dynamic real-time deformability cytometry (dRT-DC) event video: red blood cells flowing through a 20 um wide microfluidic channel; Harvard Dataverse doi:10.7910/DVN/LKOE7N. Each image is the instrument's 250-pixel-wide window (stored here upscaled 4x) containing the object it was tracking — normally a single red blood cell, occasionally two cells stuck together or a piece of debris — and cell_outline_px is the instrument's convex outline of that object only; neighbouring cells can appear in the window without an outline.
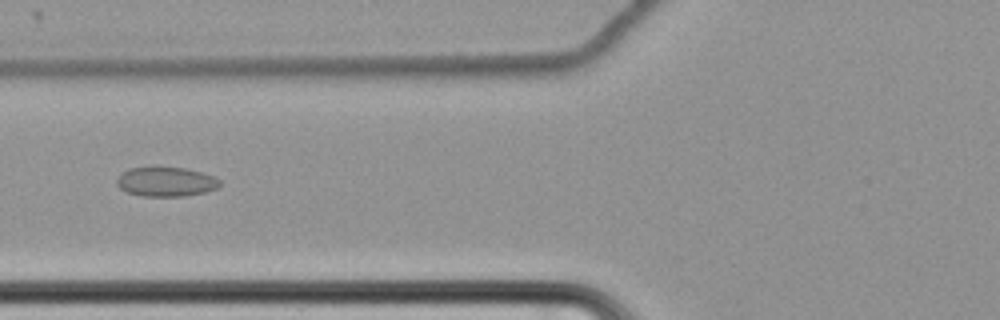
{"species": "common noctule bat (a hibernating species)", "species_latin": "Nyctalus noctula", "temperature_condition": "cold", "stored_images_in_passage": 64, "camera_frame_rate_fps": 3000, "um_per_image_px": 0.085, "animal": {"sex": "female", "body_mass_g": 22.7, "forearm_length_mm": 54.2}, "frame": {"image": 1, "passage_image": 29, "time_ms": 9.333, "image_size_px": [1000, 320], "cell_outline_px": [[220, 184], [216, 188], [208, 192], [184, 196], [140, 196], [128, 192], [120, 188], [116, 184], [116, 180], [128, 168], [148, 164], [156, 164], [184, 168], [200, 172], [212, 176], [220, 180]], "centroid_in_image_um": [14.06, 15.4], "position_along_channel_um": 111.7, "area_um2": 18.32}}
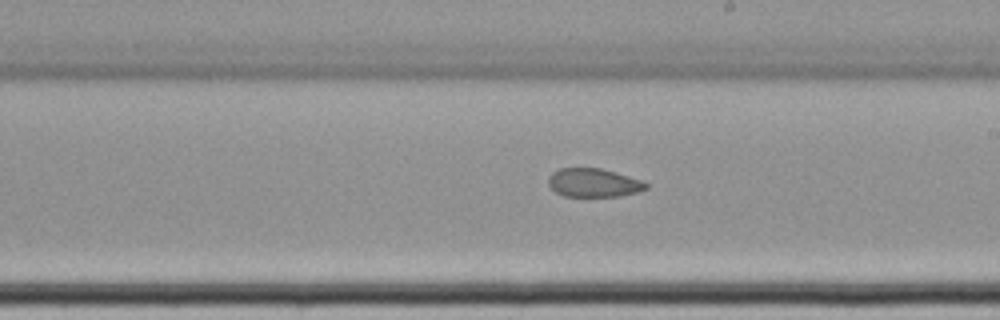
{"frame": {"image": 2, "passage_image": 40, "time_ms": 13.0, "image_size_px": [1000, 320], "cell_outline_px": [[648, 188], [640, 192], [620, 196], [564, 196], [556, 192], [548, 184], [548, 176], [552, 172], [560, 168], [600, 168], [628, 176], [640, 180], [648, 184]], "centroid_in_image_um": [50.45, 15.54], "position_along_channel_um": 238.5, "area_um2": 16.24}}
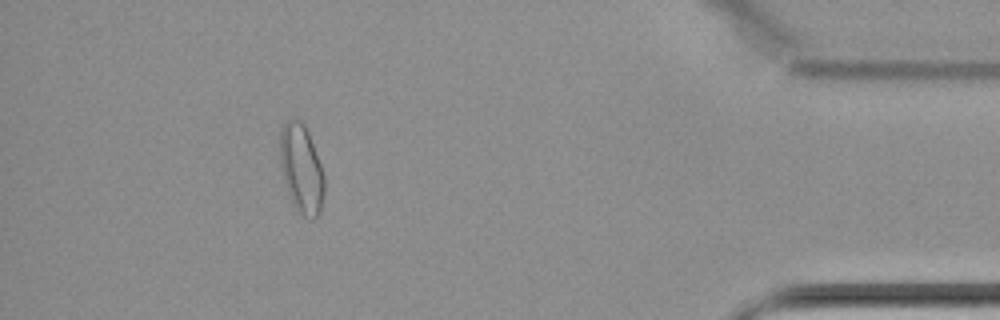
{"frame": {"image": 3, "passage_image": 59, "time_ms": 19.333, "image_size_px": [1000, 320], "cell_outline_px": [[324, 192], [320, 212], [312, 220], [296, 212], [288, 192], [284, 180], [280, 160], [280, 128], [288, 120], [300, 120], [304, 124], [308, 132], [320, 164], [324, 176]], "centroid_in_image_um": [25.61, 14.38], "position_along_channel_um": 409.6, "area_um2": 22.72}, "authors_computed_cell_mechanics": {"area_um2": 19.8543, "velocity_mm_per_s": 3.4607, "shape_relaxation_time_tau1_ms": null, "shape_relaxation_time_tau2_ms": 8.1524, "deformation_change_tau1": null, "deformation_change_tau2": 0.1384}}